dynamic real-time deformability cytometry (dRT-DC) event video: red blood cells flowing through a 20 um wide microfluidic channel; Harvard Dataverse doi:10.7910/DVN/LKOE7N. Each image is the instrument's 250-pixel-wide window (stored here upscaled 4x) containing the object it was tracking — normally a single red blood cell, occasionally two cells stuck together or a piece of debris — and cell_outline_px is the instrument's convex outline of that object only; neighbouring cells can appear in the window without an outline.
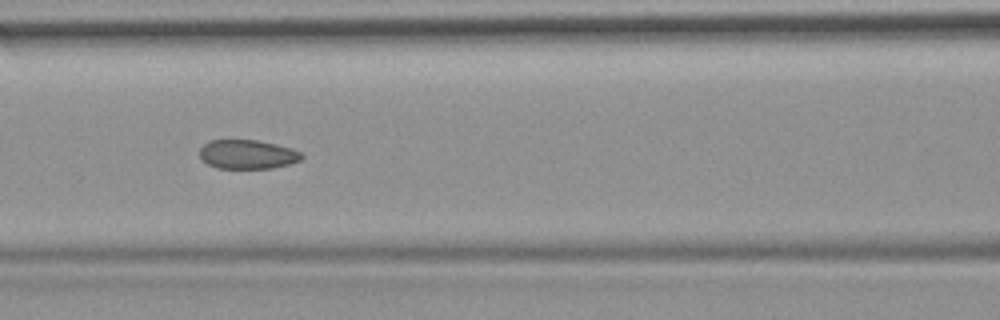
{"species": "common noctule bat (a hibernating species)", "species_latin": "Nyctalus noctula", "temperature_condition": "room temperature", "stored_images_in_passage": 9, "camera_frame_rate_fps": 3000, "um_per_image_px": 0.085, "animal": {"sex": "female", "body_mass_g": 19.9}, "frame": {"image": 1, "passage_image": 7, "time_ms": 6.667, "image_size_px": [1000, 320], "cell_outline_px": [[304, 156], [300, 160], [288, 164], [272, 168], [216, 168], [208, 164], [200, 156], [200, 148], [208, 140], [256, 140], [276, 144], [292, 148], [300, 152]], "centroid_in_image_um": [21.03, 13.11], "position_along_channel_um": 145.6, "area_um2": 17.22}}
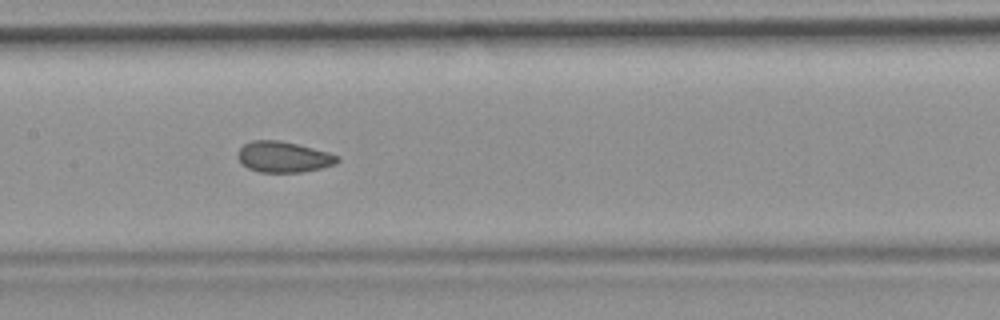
{"frame": {"image": 2, "passage_image": 8, "time_ms": 7.667, "image_size_px": [1000, 320], "cell_outline_px": [[340, 160], [336, 164], [304, 172], [260, 172], [248, 168], [236, 156], [236, 152], [244, 144], [252, 140], [280, 140], [328, 152], [340, 156]], "centroid_in_image_um": [24.1, 13.34], "position_along_channel_um": 183.3, "area_um2": 17.92}}